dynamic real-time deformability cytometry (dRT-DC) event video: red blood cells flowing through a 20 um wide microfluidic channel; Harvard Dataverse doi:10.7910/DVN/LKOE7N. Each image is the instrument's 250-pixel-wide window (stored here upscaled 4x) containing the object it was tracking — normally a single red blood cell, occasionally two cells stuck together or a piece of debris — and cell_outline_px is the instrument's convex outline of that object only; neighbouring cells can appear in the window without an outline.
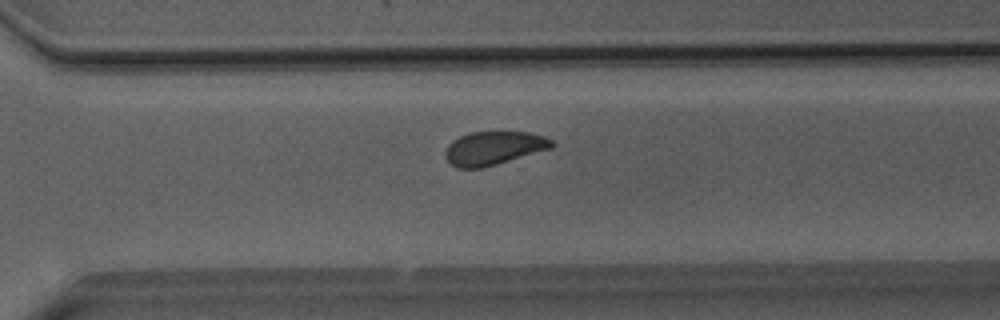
{"species": "Egyptian fruit bat (a non-hibernating species)", "species_latin": "Rousettus aegyptiacus", "temperature_condition": "room temperature", "stored_images_in_passage": 35, "camera_frame_rate_fps": 3000, "um_per_image_px": 0.085, "animal": {"sex": "male"}, "frame": {"image": 1, "passage_image": 25, "time_ms": 8.0, "image_size_px": [1000, 320], "cell_outline_px": [[556, 144], [552, 148], [484, 168], [456, 168], [444, 156], [444, 152], [448, 144], [452, 140], [468, 132], [528, 132], [544, 136], [552, 140]], "centroid_in_image_um": [41.96, 12.59], "position_along_channel_um": 328.6, "area_um2": 20.98}}
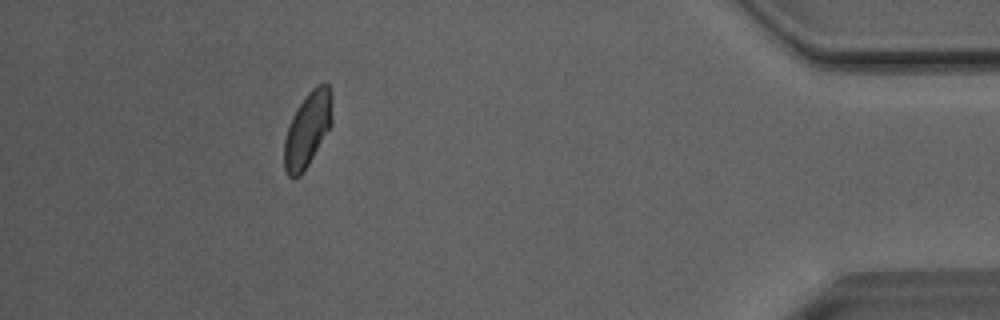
{"frame": {"image": 2, "passage_image": 35, "time_ms": 11.333, "image_size_px": [1000, 320], "cell_outline_px": [[332, 124], [308, 164], [300, 176], [292, 180], [288, 176], [284, 168], [284, 140], [292, 116], [308, 92], [316, 84], [324, 80], [328, 84], [332, 92]], "centroid_in_image_um": [26.16, 10.97], "position_along_channel_um": 409.0, "area_um2": 21.04}, "authors_computed_cell_mechanics": {"area_um2": 21.6172, "velocity_mm_per_s": 4.0266, "shape_relaxation_time_tau1_ms": 5.3888, "shape_relaxation_time_tau2_ms": 1.6713, "deformation_change_tau1": 0.0898, "deformation_change_tau2": 0.0408}}